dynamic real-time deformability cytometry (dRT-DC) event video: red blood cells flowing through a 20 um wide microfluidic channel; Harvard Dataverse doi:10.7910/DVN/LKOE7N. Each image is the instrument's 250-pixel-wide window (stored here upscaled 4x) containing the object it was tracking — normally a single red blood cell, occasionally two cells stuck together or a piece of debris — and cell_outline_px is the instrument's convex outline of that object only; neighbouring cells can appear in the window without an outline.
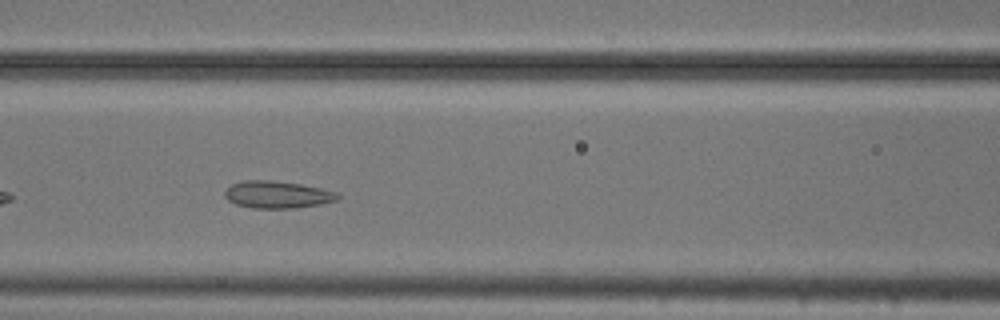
{"species": "common noctule bat (a hibernating species)", "species_latin": "Nyctalus noctula", "temperature_condition": "cold", "stored_images_in_passage": 40, "camera_frame_rate_fps": 3000, "um_per_image_px": 0.085, "animal": {"sex": "male", "body_mass_g": 20.5, "forearm_length_mm": 52.5}, "frame": {"image": 1, "passage_image": 9, "time_ms": 2.667, "image_size_px": [1000, 320], "cell_outline_px": [[340, 196], [336, 200], [320, 204], [296, 208], [252, 208], [236, 204], [228, 200], [224, 196], [224, 192], [232, 184], [244, 180], [272, 180], [300, 184], [320, 188], [336, 192]], "centroid_in_image_um": [23.55, 16.54], "position_along_channel_um": 143.1, "area_um2": 17.8}}
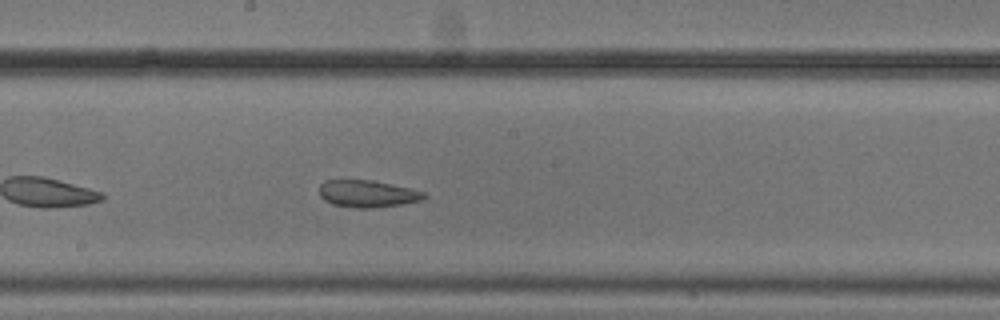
{"frame": {"image": 2, "passage_image": 15, "time_ms": 4.667, "image_size_px": [1000, 320], "cell_outline_px": [[428, 196], [420, 200], [400, 204], [372, 208], [352, 208], [332, 204], [324, 200], [320, 196], [320, 184], [324, 180], [372, 180], [412, 188], [424, 192]], "centroid_in_image_um": [31.22, 16.46], "position_along_channel_um": 217.0, "area_um2": 16.59}}
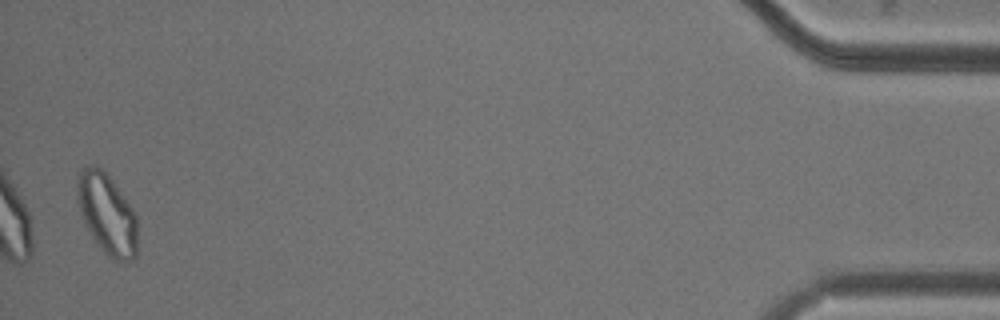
{"frame": {"image": 3, "passage_image": 39, "time_ms": 12.667, "image_size_px": [1000, 320], "cell_outline_px": [[136, 256], [132, 260], [120, 264], [116, 264], [96, 244], [88, 232], [84, 224], [76, 200], [76, 180], [80, 168], [92, 164], [100, 168], [112, 180], [132, 208], [136, 216]], "centroid_in_image_um": [9.05, 18.22], "position_along_channel_um": 426.1, "area_um2": 28.84}, "authors_computed_cell_mechanics": {"area_um2": 18.3804, "velocity_mm_per_s": 3.6954, "shape_relaxation_time_tau1_ms": null, "shape_relaxation_time_tau2_ms": 1.3686, "deformation_change_tau1": null, "deformation_change_tau2": 0.0851}}